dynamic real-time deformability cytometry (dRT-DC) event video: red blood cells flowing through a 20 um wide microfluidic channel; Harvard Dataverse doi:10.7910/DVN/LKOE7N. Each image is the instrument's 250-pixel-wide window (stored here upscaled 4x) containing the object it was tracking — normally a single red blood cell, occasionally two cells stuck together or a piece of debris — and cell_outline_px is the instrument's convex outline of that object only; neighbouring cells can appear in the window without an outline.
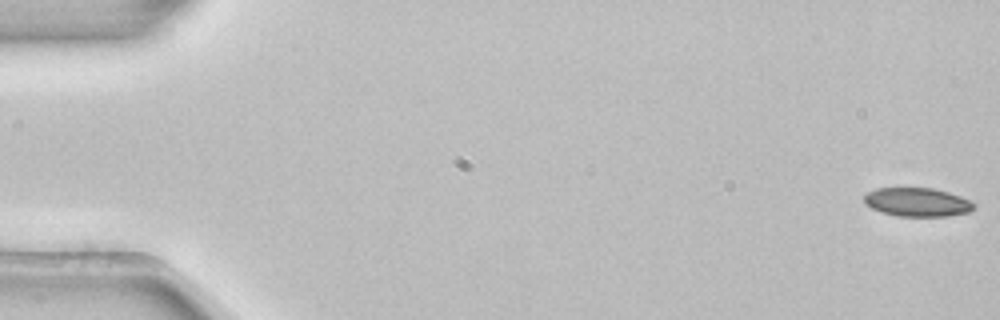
{"species": "common noctule bat (a hibernating species)", "species_latin": "Nyctalus noctula", "temperature_condition": "room temperature", "stored_images_in_passage": 54, "camera_frame_rate_fps": 3000, "um_per_image_px": 0.085, "animal": {"sex": "female", "body_mass_g": 22.7, "forearm_length_mm": 54.2}, "frame": {"image": 1, "passage_image": 1, "time_ms": 0.0, "image_size_px": [1000, 320], "cell_outline_px": [[976, 208], [968, 212], [948, 216], [896, 216], [872, 208], [864, 200], [864, 196], [868, 192], [876, 188], [932, 188], [948, 192], [960, 196], [976, 204]], "centroid_in_image_um": [78.0, 17.18], "position_along_channel_um": 7.0, "area_um2": 18.21}}
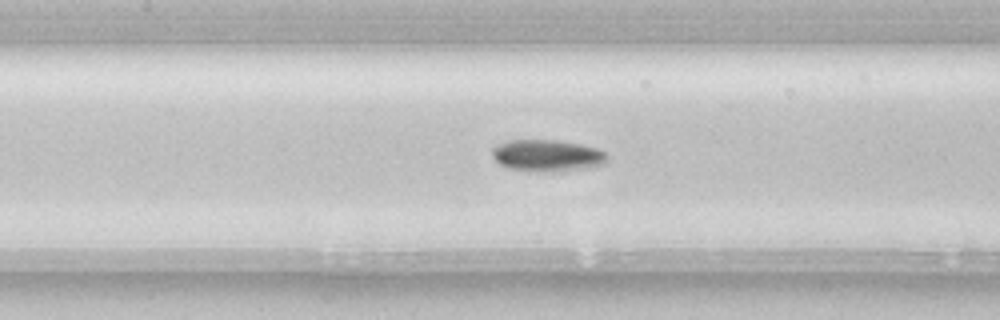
{"frame": {"image": 2, "passage_image": 25, "time_ms": 8.0, "image_size_px": [1000, 320], "cell_outline_px": [[608, 160], [604, 164], [580, 168], [544, 172], [528, 172], [508, 168], [500, 164], [492, 156], [492, 148], [508, 140], [556, 140], [580, 144], [596, 148], [604, 152], [608, 156]], "centroid_in_image_um": [46.47, 13.22], "position_along_channel_um": 160.9, "area_um2": 21.15}}
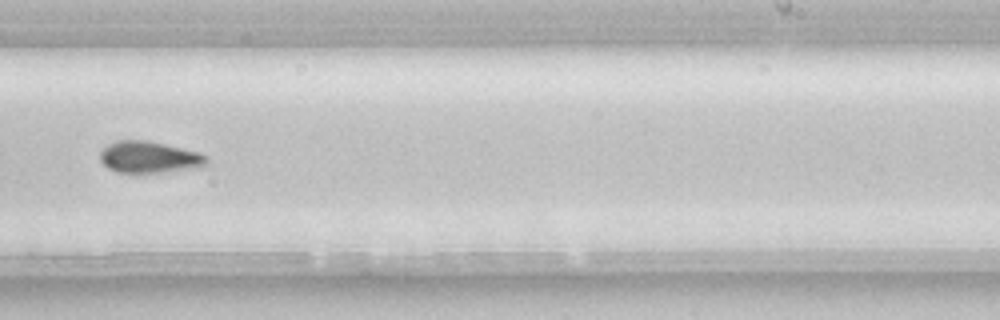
{"frame": {"image": 3, "passage_image": 34, "time_ms": 11.0, "image_size_px": [1000, 320], "cell_outline_px": [[208, 164], [204, 168], [172, 172], [116, 172], [108, 168], [100, 160], [100, 152], [108, 144], [116, 140], [144, 140], [164, 144], [200, 152], [208, 156]], "centroid_in_image_um": [12.77, 13.37], "position_along_channel_um": 276.2, "area_um2": 20.0}, "authors_computed_cell_mechanics": {"area_um2": 19.5364, "velocity_mm_per_s": 3.8587, "shape_relaxation_time_tau1_ms": 3.9488, "shape_relaxation_time_tau2_ms": null, "deformation_change_tau1": 0.0811, "deformation_change_tau2": null}}